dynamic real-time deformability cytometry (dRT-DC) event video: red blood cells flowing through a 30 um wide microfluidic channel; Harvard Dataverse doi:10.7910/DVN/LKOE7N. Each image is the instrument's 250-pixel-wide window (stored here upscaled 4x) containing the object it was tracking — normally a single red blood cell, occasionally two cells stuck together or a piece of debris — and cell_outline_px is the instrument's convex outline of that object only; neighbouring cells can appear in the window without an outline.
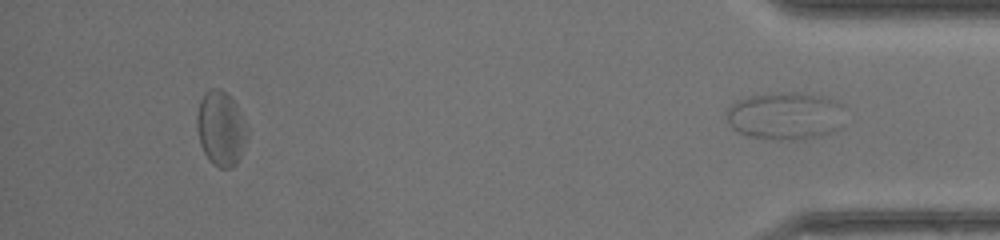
{"species": "common noctule bat (a hibernating species)", "species_latin": "Nyctalus noctula", "temperature_condition": "warm", "stored_images_in_passage": 43, "segment_of_instrument_passage": [2, 2], "camera_frame_rate_fps": 3000, "um_per_image_px": 0.085, "animal": {"sex": "female", "body_mass_g": 17.0, "forearm_length_mm": 48.0}, "frame": {"image": 1, "passage_image": 43, "time_ms": 14.0, "image_size_px": [1000, 240], "cell_outline_px": [[844, 128], [836, 132], [820, 136], [792, 140], [780, 140], [748, 136], [732, 128], [728, 124], [724, 112], [736, 100], [752, 96], [792, 92], [820, 96], [836, 100], [840, 104], [844, 124]], "centroid_in_image_um": [66.77, 9.88], "position_along_channel_um": 368.4, "area_um2": 33.0}}